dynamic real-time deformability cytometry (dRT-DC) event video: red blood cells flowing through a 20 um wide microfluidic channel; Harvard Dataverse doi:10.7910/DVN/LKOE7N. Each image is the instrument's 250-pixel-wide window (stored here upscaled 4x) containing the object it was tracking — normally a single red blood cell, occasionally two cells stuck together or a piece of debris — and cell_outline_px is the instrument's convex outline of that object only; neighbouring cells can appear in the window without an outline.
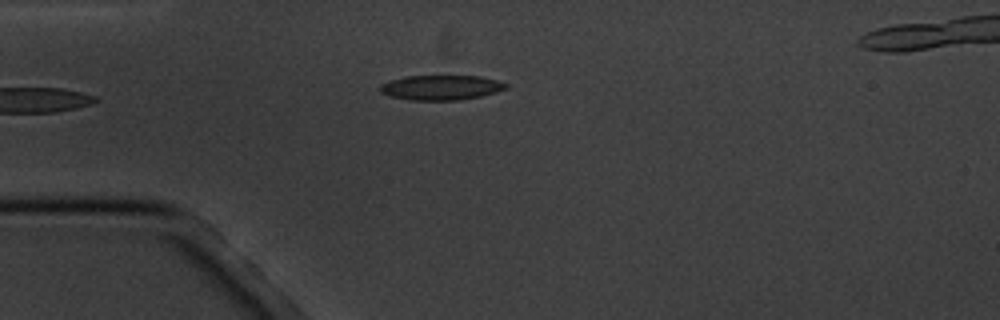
{"species": "common noctule bat (a hibernating species)", "species_latin": "Nyctalus noctula", "temperature_condition": "cold", "stored_images_in_passage": 2, "camera_frame_rate_fps": 3000, "um_per_image_px": 0.085, "animal": {"sex": "male", "body_mass_g": 20.1, "forearm_length_mm": 53.5}, "frame": {"image": 1, "passage_image": 2, "time_ms": 1.0, "image_size_px": [1000, 320], "cell_outline_px": [[508, 88], [496, 92], [480, 96], [460, 100], [412, 100], [392, 96], [380, 92], [380, 84], [404, 76], [480, 76], [496, 80], [508, 84]], "centroid_in_image_um": [37.51, 7.44], "position_along_channel_um": 47.5, "area_um2": 18.09}}